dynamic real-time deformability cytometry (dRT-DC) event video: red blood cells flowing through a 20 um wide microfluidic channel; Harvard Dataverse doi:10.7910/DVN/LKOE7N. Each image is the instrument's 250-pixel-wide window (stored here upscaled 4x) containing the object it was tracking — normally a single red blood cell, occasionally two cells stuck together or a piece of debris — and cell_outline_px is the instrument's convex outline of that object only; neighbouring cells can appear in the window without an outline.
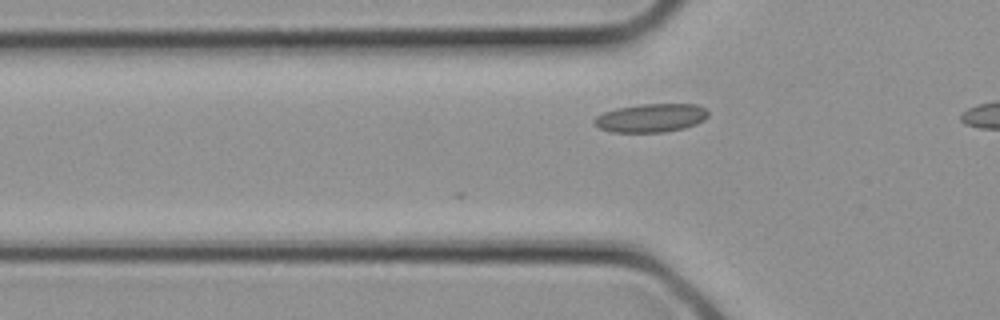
{"species": "common noctule bat (a hibernating species)", "species_latin": "Nyctalus noctula", "temperature_condition": "cold", "stored_images_in_passage": 9, "camera_frame_rate_fps": 3000, "um_per_image_px": 0.085, "animal": {"sex": "female", "body_mass_g": 21.9}, "frame": {"image": 1, "passage_image": 7, "time_ms": 2.0, "image_size_px": [1000, 320], "cell_outline_px": [[708, 116], [704, 120], [696, 124], [684, 128], [664, 132], [612, 132], [600, 128], [592, 120], [596, 116], [604, 112], [616, 108], [640, 104], [696, 104], [704, 108], [708, 112]], "centroid_in_image_um": [55.33, 10.02], "position_along_channel_um": 70.5, "area_um2": 18.9}}